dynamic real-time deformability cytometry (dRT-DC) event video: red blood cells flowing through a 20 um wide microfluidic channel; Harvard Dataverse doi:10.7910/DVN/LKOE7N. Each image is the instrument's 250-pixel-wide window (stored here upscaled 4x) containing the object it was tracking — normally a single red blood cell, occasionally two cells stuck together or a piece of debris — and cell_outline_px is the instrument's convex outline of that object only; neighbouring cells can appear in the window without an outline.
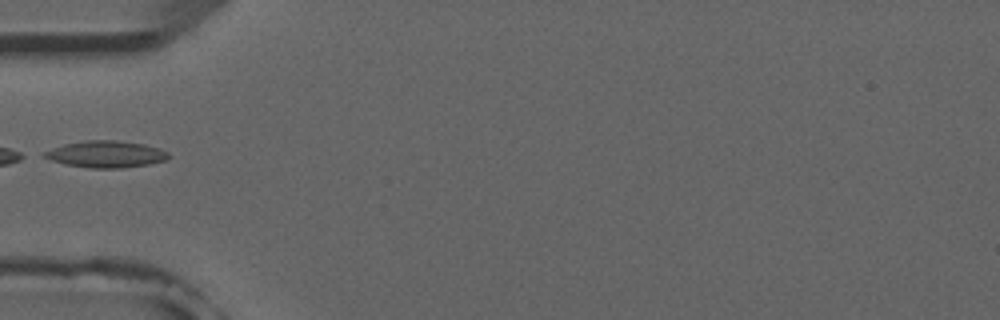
{"species": "common noctule bat (a hibernating species)", "species_latin": "Nyctalus noctula", "temperature_condition": "room temperature", "stored_images_in_passage": 3, "camera_frame_rate_fps": 3000, "um_per_image_px": 0.085, "animal": {"sex": "male", "forearm_length_mm": 52.5}, "frame": {"image": 1, "passage_image": 3, "time_ms": 3.333, "image_size_px": [1000, 320], "cell_outline_px": [[168, 160], [148, 164], [120, 168], [88, 168], [64, 164], [40, 156], [40, 152], [64, 144], [84, 140], [116, 140], [144, 144], [160, 148], [168, 152]], "centroid_in_image_um": [8.96, 13.1], "position_along_channel_um": 76.0, "area_um2": 19.54}}